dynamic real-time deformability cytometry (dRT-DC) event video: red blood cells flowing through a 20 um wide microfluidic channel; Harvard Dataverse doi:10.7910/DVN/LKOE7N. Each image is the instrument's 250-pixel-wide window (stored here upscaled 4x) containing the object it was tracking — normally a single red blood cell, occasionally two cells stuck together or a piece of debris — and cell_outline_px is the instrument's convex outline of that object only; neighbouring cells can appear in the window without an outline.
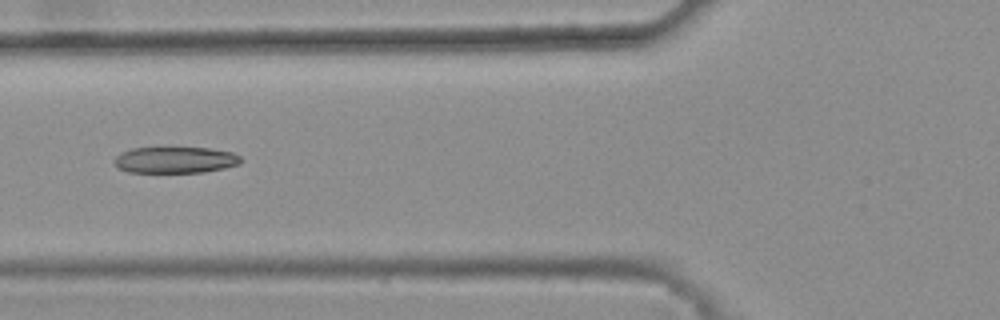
{"species": "common noctule bat (a hibernating species)", "species_latin": "Nyctalus noctula", "temperature_condition": "warm", "stored_images_in_passage": 5, "camera_frame_rate_fps": 3000, "um_per_image_px": 0.085, "animal": {"sex": "female", "body_mass_g": 25.1}, "frame": {"image": 1, "passage_image": 5, "time_ms": 1.333, "image_size_px": [1000, 320], "cell_outline_px": [[244, 160], [240, 164], [224, 168], [204, 172], [128, 172], [120, 168], [112, 160], [116, 156], [132, 148], [172, 144], [208, 148], [232, 152], [240, 156]], "centroid_in_image_um": [14.92, 13.54], "position_along_channel_um": 110.9, "area_um2": 20.4}}